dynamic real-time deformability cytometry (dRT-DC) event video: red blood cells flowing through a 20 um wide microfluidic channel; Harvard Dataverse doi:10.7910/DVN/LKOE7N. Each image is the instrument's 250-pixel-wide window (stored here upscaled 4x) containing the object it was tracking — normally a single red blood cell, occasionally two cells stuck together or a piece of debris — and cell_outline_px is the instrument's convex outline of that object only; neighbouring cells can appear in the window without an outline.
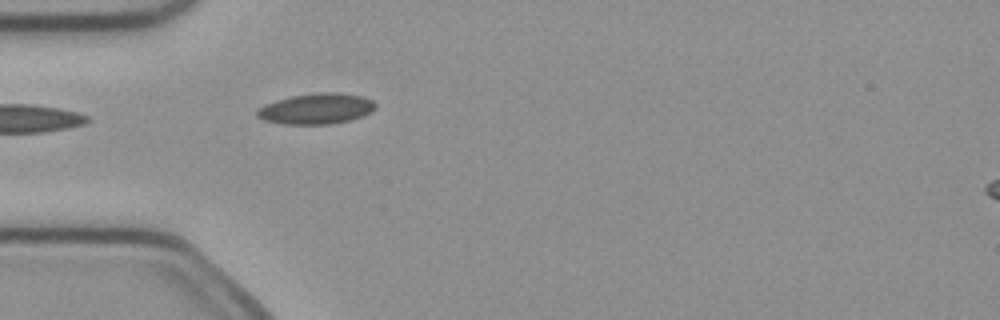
{"species": "common noctule bat (a hibernating species)", "species_latin": "Nyctalus noctula", "temperature_condition": "cold", "stored_images_in_passage": 1, "camera_frame_rate_fps": 3000, "um_per_image_px": 0.085, "animal": {"sex": "female", "body_mass_g": 21.9}, "frame": {"image": 1, "passage_image": 1, "time_ms": 0.0, "image_size_px": [1000, 320], "cell_outline_px": [[376, 108], [372, 112], [364, 116], [352, 120], [332, 124], [280, 124], [264, 120], [256, 116], [256, 112], [264, 104], [276, 100], [292, 96], [316, 92], [340, 92], [364, 96], [372, 100], [376, 104]], "centroid_in_image_um": [26.93, 9.24], "position_along_channel_um": 58.1, "area_um2": 21.56}}